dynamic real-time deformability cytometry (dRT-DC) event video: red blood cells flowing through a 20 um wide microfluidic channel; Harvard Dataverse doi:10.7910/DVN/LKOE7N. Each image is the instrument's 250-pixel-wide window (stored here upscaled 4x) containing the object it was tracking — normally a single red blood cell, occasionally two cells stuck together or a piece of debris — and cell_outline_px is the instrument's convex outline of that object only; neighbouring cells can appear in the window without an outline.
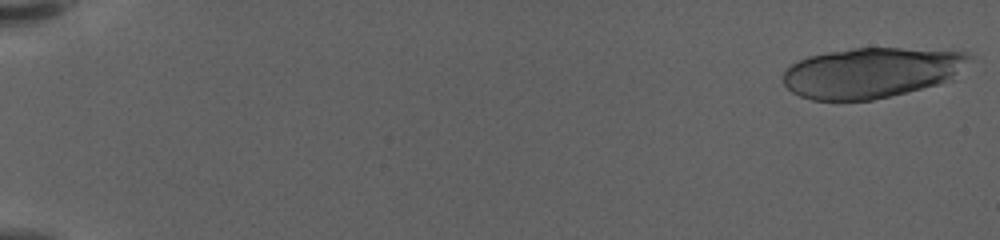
{"species": "human", "species_latin": "Homo sapiens", "temperature_condition": "warm", "stored_images_in_passage": 23, "camera_frame_rate_fps": 3000, "um_per_image_px": 0.085, "donor": {"sex": "female"}, "frame": {"image": 1, "passage_image": 1, "time_ms": 0.0, "image_size_px": [1000, 240], "cell_outline_px": [[972, 56], [956, 80], [872, 100], [812, 100], [800, 96], [792, 92], [784, 84], [784, 72], [792, 64], [808, 56], [828, 52], [852, 48], [900, 48], [968, 52]], "centroid_in_image_um": [74.13, 6.17], "position_along_channel_um": 10.9, "area_um2": 54.74}}
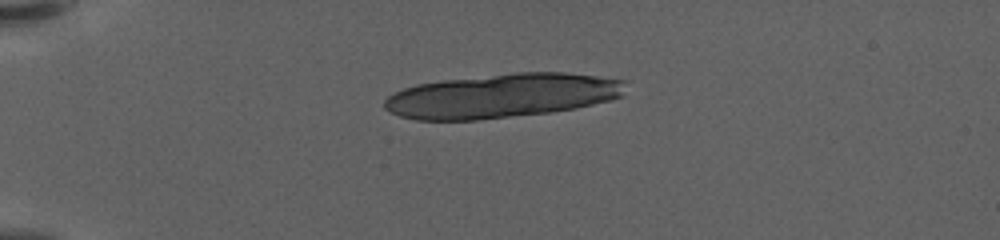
{"frame": {"image": 2, "passage_image": 15, "time_ms": 4.667, "image_size_px": [1000, 240], "cell_outline_px": [[628, 80], [624, 96], [612, 100], [576, 108], [548, 112], [480, 120], [416, 120], [400, 116], [384, 108], [384, 100], [388, 96], [404, 88], [416, 84], [444, 80], [516, 72], [564, 72]], "centroid_in_image_um": [42.72, 8.13], "position_along_channel_um": 42.3, "area_um2": 62.25}}